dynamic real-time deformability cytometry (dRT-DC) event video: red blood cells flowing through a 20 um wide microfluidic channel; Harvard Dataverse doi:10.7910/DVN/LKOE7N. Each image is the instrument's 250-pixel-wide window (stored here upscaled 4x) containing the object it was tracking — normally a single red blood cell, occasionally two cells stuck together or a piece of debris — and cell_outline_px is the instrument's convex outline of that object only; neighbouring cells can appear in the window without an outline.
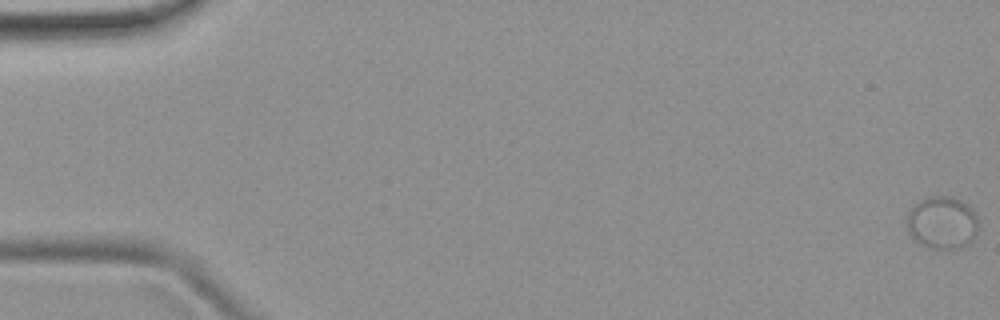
{"species": "common noctule bat (a hibernating species)", "species_latin": "Nyctalus noctula", "temperature_condition": "room temperature", "stored_images_in_passage": 54, "camera_frame_rate_fps": 3000, "um_per_image_px": 0.085, "animal": {"sex": "female", "body_mass_g": 19.9}, "frame": {"image": 1, "passage_image": 1, "time_ms": 0.0, "image_size_px": [1000, 320], "cell_outline_px": [[976, 236], [968, 244], [960, 248], [928, 248], [920, 244], [908, 232], [908, 212], [920, 200], [932, 196], [948, 196], [960, 200], [972, 208], [976, 216]], "centroid_in_image_um": [80.09, 18.93], "position_along_channel_um": 4.9, "area_um2": 21.62}}
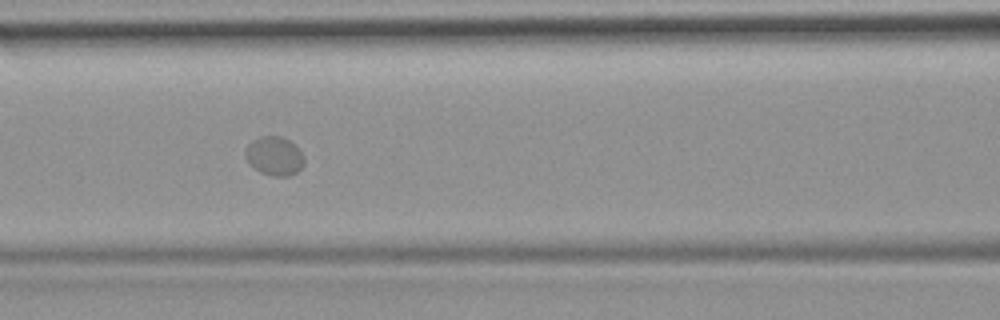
{"frame": {"image": 2, "passage_image": 24, "time_ms": 7.667, "image_size_px": [1000, 320], "cell_outline_px": [[304, 164], [296, 172], [288, 176], [272, 176], [260, 172], [244, 156], [244, 152], [248, 144], [252, 140], [260, 136], [280, 136], [288, 140], [304, 156]], "centroid_in_image_um": [23.3, 13.26], "position_along_channel_um": 143.3, "area_um2": 13.06}}
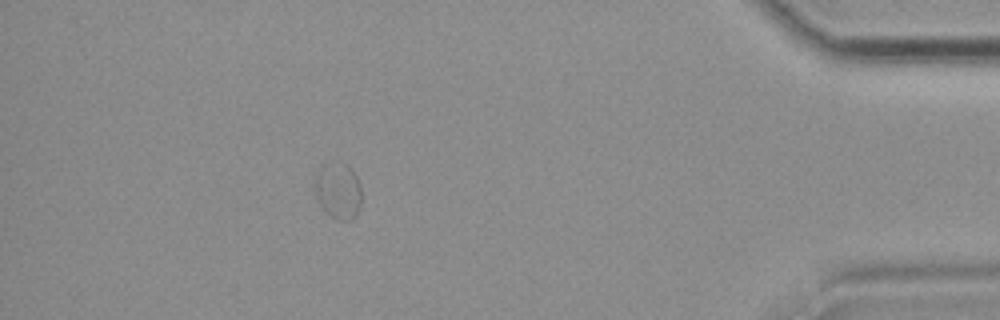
{"frame": {"image": 3, "passage_image": 48, "time_ms": 15.667, "image_size_px": [1000, 320], "cell_outline_px": [[360, 208], [356, 216], [352, 220], [336, 220], [324, 212], [316, 200], [312, 188], [316, 172], [320, 164], [348, 164], [352, 168], [360, 184]], "centroid_in_image_um": [28.69, 16.24], "position_along_channel_um": 406.5, "area_um2": 15.9}}